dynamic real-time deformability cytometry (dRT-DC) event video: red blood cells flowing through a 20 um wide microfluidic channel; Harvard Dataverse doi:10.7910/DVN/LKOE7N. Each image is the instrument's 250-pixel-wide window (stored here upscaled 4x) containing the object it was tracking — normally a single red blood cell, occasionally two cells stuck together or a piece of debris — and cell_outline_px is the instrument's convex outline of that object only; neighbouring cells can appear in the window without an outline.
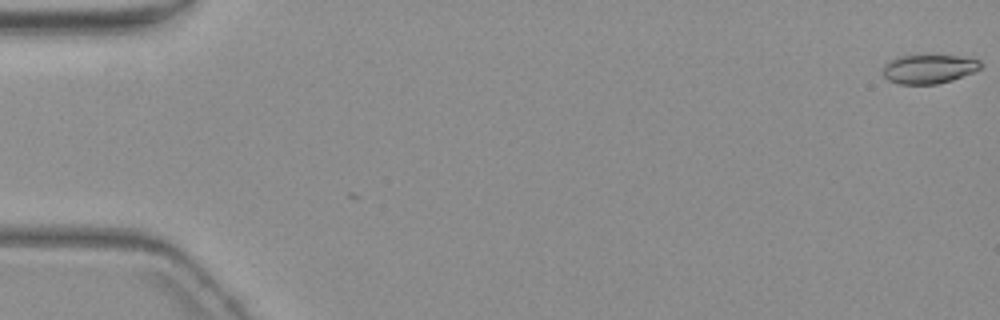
{"species": "common noctule bat (a hibernating species)", "species_latin": "Nyctalus noctula", "temperature_condition": "warm", "stored_images_in_passage": 3, "camera_frame_rate_fps": 3000, "um_per_image_px": 0.085, "animal": {"sex": "female", "body_mass_g": 19.3, "forearm_length_mm": 54.1}, "frame": {"image": 1, "passage_image": 1, "time_ms": 0.0, "image_size_px": [1000, 320], "cell_outline_px": [[980, 68], [972, 72], [952, 80], [936, 84], [900, 84], [888, 80], [884, 76], [884, 64], [900, 56], [956, 56], [980, 60]], "centroid_in_image_um": [78.93, 5.87], "position_along_channel_um": 6.1, "area_um2": 16.07}}
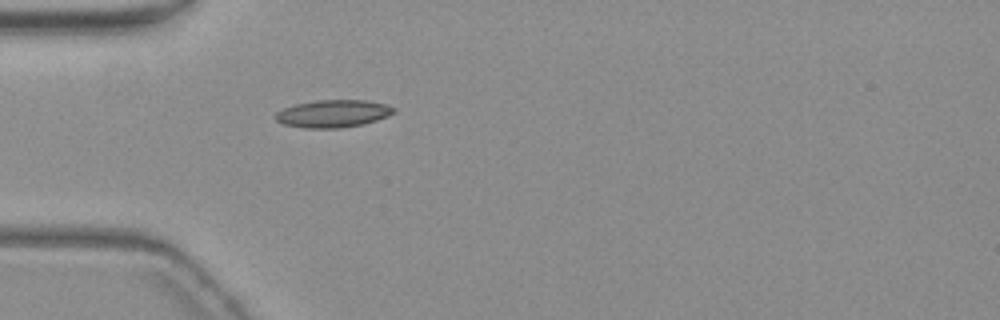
{"frame": {"image": 2, "passage_image": 3, "time_ms": 5.667, "image_size_px": [1000, 320], "cell_outline_px": [[396, 112], [388, 116], [364, 124], [340, 128], [304, 128], [284, 124], [276, 120], [276, 112], [284, 108], [296, 104], [316, 100], [364, 100], [384, 104], [396, 108]], "centroid_in_image_um": [28.33, 9.66], "position_along_channel_um": 56.7, "area_um2": 18.9}}